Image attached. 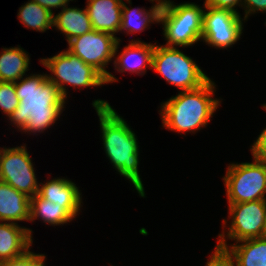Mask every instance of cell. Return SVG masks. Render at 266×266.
<instances>
[{
	"label": "cell",
	"instance_id": "cell-1",
	"mask_svg": "<svg viewBox=\"0 0 266 266\" xmlns=\"http://www.w3.org/2000/svg\"><path fill=\"white\" fill-rule=\"evenodd\" d=\"M15 82L19 105L9 120L24 132H43L63 112L65 98L47 74H34Z\"/></svg>",
	"mask_w": 266,
	"mask_h": 266
},
{
	"label": "cell",
	"instance_id": "cell-2",
	"mask_svg": "<svg viewBox=\"0 0 266 266\" xmlns=\"http://www.w3.org/2000/svg\"><path fill=\"white\" fill-rule=\"evenodd\" d=\"M93 106L99 117L105 153L115 169L131 181L141 197H145L138 171L139 146L134 131L107 101L95 100Z\"/></svg>",
	"mask_w": 266,
	"mask_h": 266
},
{
	"label": "cell",
	"instance_id": "cell-3",
	"mask_svg": "<svg viewBox=\"0 0 266 266\" xmlns=\"http://www.w3.org/2000/svg\"><path fill=\"white\" fill-rule=\"evenodd\" d=\"M215 86L209 79L200 88L181 91L164 102L160 110L163 127L182 133L206 127L220 103L212 98Z\"/></svg>",
	"mask_w": 266,
	"mask_h": 266
},
{
	"label": "cell",
	"instance_id": "cell-4",
	"mask_svg": "<svg viewBox=\"0 0 266 266\" xmlns=\"http://www.w3.org/2000/svg\"><path fill=\"white\" fill-rule=\"evenodd\" d=\"M151 68L182 91L198 89L210 79L176 47L154 45Z\"/></svg>",
	"mask_w": 266,
	"mask_h": 266
},
{
	"label": "cell",
	"instance_id": "cell-5",
	"mask_svg": "<svg viewBox=\"0 0 266 266\" xmlns=\"http://www.w3.org/2000/svg\"><path fill=\"white\" fill-rule=\"evenodd\" d=\"M204 10L195 3H182L160 9L159 22L167 40L165 46H190L202 36Z\"/></svg>",
	"mask_w": 266,
	"mask_h": 266
},
{
	"label": "cell",
	"instance_id": "cell-6",
	"mask_svg": "<svg viewBox=\"0 0 266 266\" xmlns=\"http://www.w3.org/2000/svg\"><path fill=\"white\" fill-rule=\"evenodd\" d=\"M229 204L266 200V162L229 165L223 178Z\"/></svg>",
	"mask_w": 266,
	"mask_h": 266
},
{
	"label": "cell",
	"instance_id": "cell-7",
	"mask_svg": "<svg viewBox=\"0 0 266 266\" xmlns=\"http://www.w3.org/2000/svg\"><path fill=\"white\" fill-rule=\"evenodd\" d=\"M40 62L53 73L54 76L47 74V78L58 87L65 99V84L75 88L106 84L105 78L96 69L67 50L53 57L41 59Z\"/></svg>",
	"mask_w": 266,
	"mask_h": 266
},
{
	"label": "cell",
	"instance_id": "cell-8",
	"mask_svg": "<svg viewBox=\"0 0 266 266\" xmlns=\"http://www.w3.org/2000/svg\"><path fill=\"white\" fill-rule=\"evenodd\" d=\"M119 43L120 39L114 35L93 29L86 34L69 40L67 51L96 69L105 78L107 84L118 81L117 78L105 70V67L118 52Z\"/></svg>",
	"mask_w": 266,
	"mask_h": 266
},
{
	"label": "cell",
	"instance_id": "cell-9",
	"mask_svg": "<svg viewBox=\"0 0 266 266\" xmlns=\"http://www.w3.org/2000/svg\"><path fill=\"white\" fill-rule=\"evenodd\" d=\"M26 146L0 148V181L31 198L38 194L39 183Z\"/></svg>",
	"mask_w": 266,
	"mask_h": 266
},
{
	"label": "cell",
	"instance_id": "cell-10",
	"mask_svg": "<svg viewBox=\"0 0 266 266\" xmlns=\"http://www.w3.org/2000/svg\"><path fill=\"white\" fill-rule=\"evenodd\" d=\"M203 13L201 40L217 48L235 44L242 34L243 23L239 14L230 10L208 7Z\"/></svg>",
	"mask_w": 266,
	"mask_h": 266
},
{
	"label": "cell",
	"instance_id": "cell-11",
	"mask_svg": "<svg viewBox=\"0 0 266 266\" xmlns=\"http://www.w3.org/2000/svg\"><path fill=\"white\" fill-rule=\"evenodd\" d=\"M229 215L232 222L226 234L230 240L264 237L266 200L229 204Z\"/></svg>",
	"mask_w": 266,
	"mask_h": 266
},
{
	"label": "cell",
	"instance_id": "cell-12",
	"mask_svg": "<svg viewBox=\"0 0 266 266\" xmlns=\"http://www.w3.org/2000/svg\"><path fill=\"white\" fill-rule=\"evenodd\" d=\"M38 195L45 200L64 207L74 218L82 203L81 193L76 184L68 179L55 178L39 185Z\"/></svg>",
	"mask_w": 266,
	"mask_h": 266
},
{
	"label": "cell",
	"instance_id": "cell-13",
	"mask_svg": "<svg viewBox=\"0 0 266 266\" xmlns=\"http://www.w3.org/2000/svg\"><path fill=\"white\" fill-rule=\"evenodd\" d=\"M92 28L115 36L121 27L123 0H87Z\"/></svg>",
	"mask_w": 266,
	"mask_h": 266
},
{
	"label": "cell",
	"instance_id": "cell-14",
	"mask_svg": "<svg viewBox=\"0 0 266 266\" xmlns=\"http://www.w3.org/2000/svg\"><path fill=\"white\" fill-rule=\"evenodd\" d=\"M220 239L216 247L225 250L238 266H266V237L251 238L238 241L227 246L224 232L219 234Z\"/></svg>",
	"mask_w": 266,
	"mask_h": 266
},
{
	"label": "cell",
	"instance_id": "cell-15",
	"mask_svg": "<svg viewBox=\"0 0 266 266\" xmlns=\"http://www.w3.org/2000/svg\"><path fill=\"white\" fill-rule=\"evenodd\" d=\"M32 230L18 223H0V262L25 254L32 245Z\"/></svg>",
	"mask_w": 266,
	"mask_h": 266
},
{
	"label": "cell",
	"instance_id": "cell-16",
	"mask_svg": "<svg viewBox=\"0 0 266 266\" xmlns=\"http://www.w3.org/2000/svg\"><path fill=\"white\" fill-rule=\"evenodd\" d=\"M30 220V198L10 186L8 183L0 181V221Z\"/></svg>",
	"mask_w": 266,
	"mask_h": 266
},
{
	"label": "cell",
	"instance_id": "cell-17",
	"mask_svg": "<svg viewBox=\"0 0 266 266\" xmlns=\"http://www.w3.org/2000/svg\"><path fill=\"white\" fill-rule=\"evenodd\" d=\"M153 50V44L131 41L114 61L115 69L121 73L130 71L142 75L147 66L151 68Z\"/></svg>",
	"mask_w": 266,
	"mask_h": 266
},
{
	"label": "cell",
	"instance_id": "cell-18",
	"mask_svg": "<svg viewBox=\"0 0 266 266\" xmlns=\"http://www.w3.org/2000/svg\"><path fill=\"white\" fill-rule=\"evenodd\" d=\"M53 26L66 35L67 41L86 34L93 30L87 8H62V11L54 16Z\"/></svg>",
	"mask_w": 266,
	"mask_h": 266
},
{
	"label": "cell",
	"instance_id": "cell-19",
	"mask_svg": "<svg viewBox=\"0 0 266 266\" xmlns=\"http://www.w3.org/2000/svg\"><path fill=\"white\" fill-rule=\"evenodd\" d=\"M29 62L28 54L24 49L3 48L0 54V81L13 83L19 81L28 71Z\"/></svg>",
	"mask_w": 266,
	"mask_h": 266
},
{
	"label": "cell",
	"instance_id": "cell-20",
	"mask_svg": "<svg viewBox=\"0 0 266 266\" xmlns=\"http://www.w3.org/2000/svg\"><path fill=\"white\" fill-rule=\"evenodd\" d=\"M40 218L51 225H63L72 221L74 217L62 206L45 200L36 194L30 198V220Z\"/></svg>",
	"mask_w": 266,
	"mask_h": 266
},
{
	"label": "cell",
	"instance_id": "cell-21",
	"mask_svg": "<svg viewBox=\"0 0 266 266\" xmlns=\"http://www.w3.org/2000/svg\"><path fill=\"white\" fill-rule=\"evenodd\" d=\"M160 8L156 5L152 6L149 11L143 8L130 9L123 2L122 20L119 31H127V33L141 32L146 30L150 23L159 22Z\"/></svg>",
	"mask_w": 266,
	"mask_h": 266
},
{
	"label": "cell",
	"instance_id": "cell-22",
	"mask_svg": "<svg viewBox=\"0 0 266 266\" xmlns=\"http://www.w3.org/2000/svg\"><path fill=\"white\" fill-rule=\"evenodd\" d=\"M18 18L25 27L39 32L53 28L54 14L33 0L19 8Z\"/></svg>",
	"mask_w": 266,
	"mask_h": 266
},
{
	"label": "cell",
	"instance_id": "cell-23",
	"mask_svg": "<svg viewBox=\"0 0 266 266\" xmlns=\"http://www.w3.org/2000/svg\"><path fill=\"white\" fill-rule=\"evenodd\" d=\"M18 105L15 83L0 81V109L10 118Z\"/></svg>",
	"mask_w": 266,
	"mask_h": 266
},
{
	"label": "cell",
	"instance_id": "cell-24",
	"mask_svg": "<svg viewBox=\"0 0 266 266\" xmlns=\"http://www.w3.org/2000/svg\"><path fill=\"white\" fill-rule=\"evenodd\" d=\"M45 257L44 254H34L28 250L18 258L0 262V266H45Z\"/></svg>",
	"mask_w": 266,
	"mask_h": 266
},
{
	"label": "cell",
	"instance_id": "cell-25",
	"mask_svg": "<svg viewBox=\"0 0 266 266\" xmlns=\"http://www.w3.org/2000/svg\"><path fill=\"white\" fill-rule=\"evenodd\" d=\"M206 266H238L232 257L223 249L215 248Z\"/></svg>",
	"mask_w": 266,
	"mask_h": 266
},
{
	"label": "cell",
	"instance_id": "cell-26",
	"mask_svg": "<svg viewBox=\"0 0 266 266\" xmlns=\"http://www.w3.org/2000/svg\"><path fill=\"white\" fill-rule=\"evenodd\" d=\"M251 151L254 159L266 162V128L252 145Z\"/></svg>",
	"mask_w": 266,
	"mask_h": 266
},
{
	"label": "cell",
	"instance_id": "cell-27",
	"mask_svg": "<svg viewBox=\"0 0 266 266\" xmlns=\"http://www.w3.org/2000/svg\"><path fill=\"white\" fill-rule=\"evenodd\" d=\"M242 1L243 0H208L206 3H204V5L208 7L230 10L234 13L239 14L235 10V6L239 4L242 6Z\"/></svg>",
	"mask_w": 266,
	"mask_h": 266
},
{
	"label": "cell",
	"instance_id": "cell-28",
	"mask_svg": "<svg viewBox=\"0 0 266 266\" xmlns=\"http://www.w3.org/2000/svg\"><path fill=\"white\" fill-rule=\"evenodd\" d=\"M242 5L244 6L245 16L244 19L248 18L252 12L255 13L256 11H263L266 12V0H243Z\"/></svg>",
	"mask_w": 266,
	"mask_h": 266
},
{
	"label": "cell",
	"instance_id": "cell-29",
	"mask_svg": "<svg viewBox=\"0 0 266 266\" xmlns=\"http://www.w3.org/2000/svg\"><path fill=\"white\" fill-rule=\"evenodd\" d=\"M40 6L45 7L51 13H53L52 8L65 7L67 3L71 0H33Z\"/></svg>",
	"mask_w": 266,
	"mask_h": 266
},
{
	"label": "cell",
	"instance_id": "cell-30",
	"mask_svg": "<svg viewBox=\"0 0 266 266\" xmlns=\"http://www.w3.org/2000/svg\"><path fill=\"white\" fill-rule=\"evenodd\" d=\"M150 1H157L156 6H158L160 9L164 8L166 6H169L172 2L170 0H150Z\"/></svg>",
	"mask_w": 266,
	"mask_h": 266
},
{
	"label": "cell",
	"instance_id": "cell-31",
	"mask_svg": "<svg viewBox=\"0 0 266 266\" xmlns=\"http://www.w3.org/2000/svg\"><path fill=\"white\" fill-rule=\"evenodd\" d=\"M264 237H266V220H265V226H264Z\"/></svg>",
	"mask_w": 266,
	"mask_h": 266
}]
</instances>
